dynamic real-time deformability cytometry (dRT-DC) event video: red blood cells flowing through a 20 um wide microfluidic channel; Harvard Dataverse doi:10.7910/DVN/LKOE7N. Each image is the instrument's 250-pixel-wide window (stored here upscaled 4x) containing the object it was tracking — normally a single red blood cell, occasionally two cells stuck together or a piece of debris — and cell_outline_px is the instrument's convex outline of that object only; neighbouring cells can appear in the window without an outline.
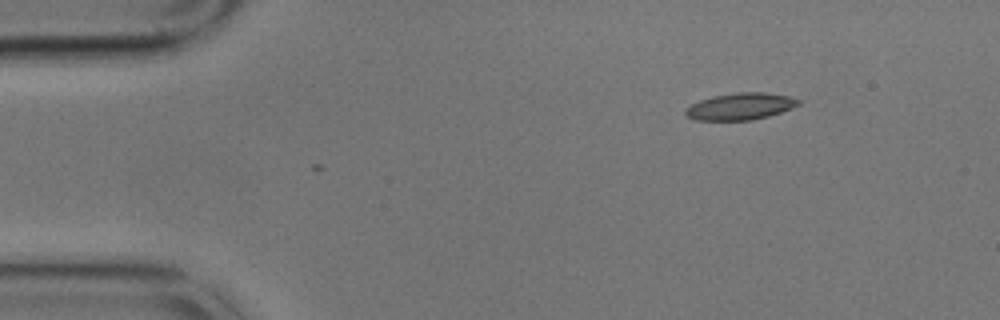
{"species": "common noctule bat (a hibernating species)", "species_latin": "Nyctalus noctula", "temperature_condition": "cold", "stored_images_in_passage": 2, "camera_frame_rate_fps": 3000, "um_per_image_px": 0.085, "animal": {"sex": "male", "body_mass_g": 17.9}, "frame": {"image": 1, "passage_image": 1, "time_ms": 0.0, "image_size_px": [1000, 320], "cell_outline_px": [[804, 100], [800, 104], [792, 108], [768, 116], [752, 120], [696, 120], [688, 116], [684, 112], [684, 108], [700, 100], [716, 96], [736, 92], [764, 92], [788, 96]], "centroid_in_image_um": [62.96, 9.04], "position_along_channel_um": 22.0, "area_um2": 17.63}}